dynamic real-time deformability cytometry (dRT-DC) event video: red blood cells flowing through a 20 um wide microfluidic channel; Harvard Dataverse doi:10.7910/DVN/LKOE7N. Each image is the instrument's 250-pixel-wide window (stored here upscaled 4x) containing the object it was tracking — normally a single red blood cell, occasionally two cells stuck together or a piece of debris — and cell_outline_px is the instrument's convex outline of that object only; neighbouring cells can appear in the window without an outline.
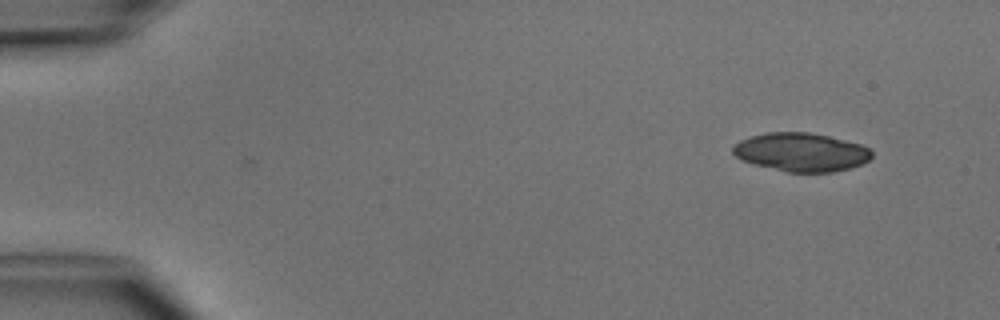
{"species": "common noctule bat (a hibernating species)", "species_latin": "Nyctalus noctula", "temperature_condition": "cold", "stored_images_in_passage": 3, "camera_frame_rate_fps": 3000, "um_per_image_px": 0.085, "animal": {"sex": "male", "body_mass_g": 15.6}, "frame": {"image": 1, "passage_image": 3, "time_ms": 3.0, "image_size_px": [1000, 320], "cell_outline_px": [[872, 156], [868, 160], [860, 164], [848, 168], [832, 172], [788, 172], [752, 164], [740, 160], [732, 152], [732, 148], [740, 140], [752, 136], [768, 132], [808, 132], [828, 136], [860, 144], [868, 148], [872, 152]], "centroid_in_image_um": [68.06, 12.93], "position_along_channel_um": 16.9, "area_um2": 30.98}}